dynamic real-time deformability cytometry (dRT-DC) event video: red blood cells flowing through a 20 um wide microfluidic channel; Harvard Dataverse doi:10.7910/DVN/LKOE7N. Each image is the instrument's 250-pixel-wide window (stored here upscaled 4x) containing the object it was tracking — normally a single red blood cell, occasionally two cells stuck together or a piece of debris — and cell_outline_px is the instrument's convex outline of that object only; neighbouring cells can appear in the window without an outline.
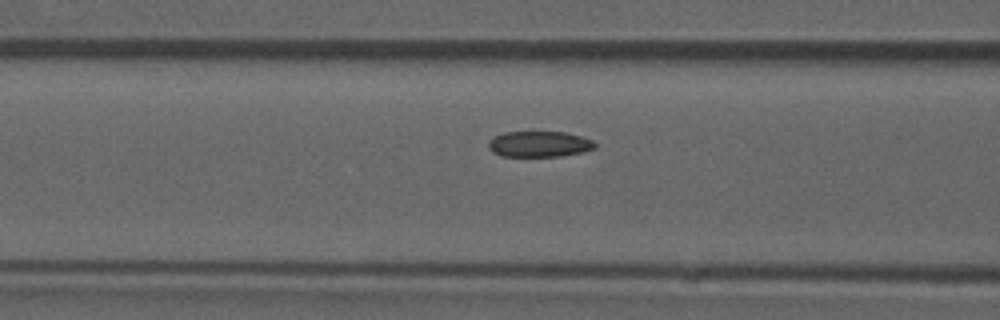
{"species": "common noctule bat (a hibernating species)", "species_latin": "Nyctalus noctula", "temperature_condition": "room temperature", "stored_images_in_passage": 34, "camera_frame_rate_fps": 3000, "um_per_image_px": 0.085, "animal": {"sex": "male", "forearm_length_mm": 52.5}, "frame": {"image": 1, "passage_image": 10, "time_ms": 3.0, "image_size_px": [1000, 320], "cell_outline_px": [[596, 148], [584, 152], [560, 156], [500, 156], [492, 152], [488, 148], [488, 140], [504, 132], [564, 132], [580, 136], [592, 140], [596, 144]], "centroid_in_image_um": [45.83, 12.25], "position_along_channel_um": 120.8, "area_um2": 16.07}, "authors_computed_cell_mechanics": {"area_um2": 16.8487, "velocity_mm_per_s": 3.8672, "shape_relaxation_time_tau1_ms": null, "shape_relaxation_time_tau2_ms": 0.8201, "deformation_change_tau1": null, "deformation_change_tau2": 0.0353}}